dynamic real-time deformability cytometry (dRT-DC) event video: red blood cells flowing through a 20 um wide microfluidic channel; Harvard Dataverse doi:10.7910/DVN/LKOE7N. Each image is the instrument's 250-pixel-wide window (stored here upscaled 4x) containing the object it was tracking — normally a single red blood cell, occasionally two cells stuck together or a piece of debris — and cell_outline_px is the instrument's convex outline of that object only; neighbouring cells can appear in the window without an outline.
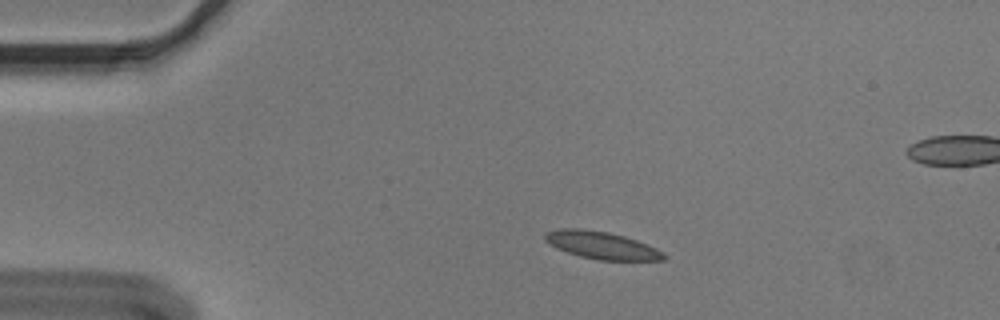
{"species": "Egyptian fruit bat (a non-hibernating species)", "species_latin": "Rousettus aegyptiacus", "temperature_condition": "cold", "stored_images_in_passage": 47, "segment_of_instrument_passage": [1, 2], "camera_frame_rate_fps": 3000, "um_per_image_px": 0.085, "animal": {"sex": "male"}, "frame": {"image": 1, "passage_image": 2, "time_ms": 0.333, "image_size_px": [1000, 320], "cell_outline_px": [[668, 256], [664, 260], [596, 260], [580, 256], [556, 248], [544, 240], [544, 232], [560, 228], [580, 228], [608, 232], [624, 236], [636, 240], [656, 248], [664, 252]], "centroid_in_image_um": [51.13, 20.84], "position_along_channel_um": 33.9, "area_um2": 19.07}}
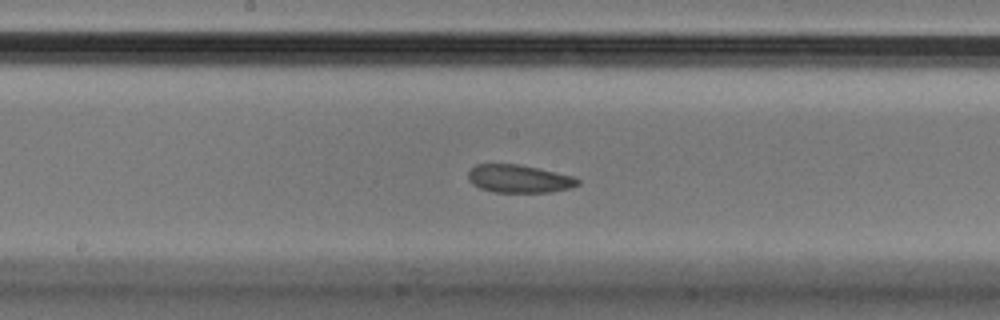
{"frame": {"image": 2, "passage_image": 20, "time_ms": 6.333, "image_size_px": [1000, 320], "cell_outline_px": [[580, 184], [572, 188], [552, 192], [492, 192], [480, 188], [472, 184], [468, 180], [468, 172], [476, 164], [520, 164], [572, 176], [580, 180]], "centroid_in_image_um": [44.11, 15.2], "position_along_channel_um": 204.1, "area_um2": 17.92}}
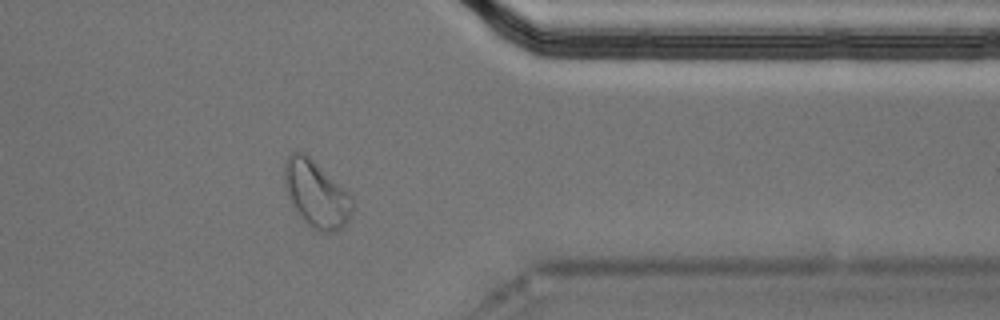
{"frame": {"image": 3, "passage_image": 36, "time_ms": 11.667, "image_size_px": [1000, 320], "cell_outline_px": [[352, 212], [348, 220], [340, 228], [332, 232], [320, 232], [312, 228], [296, 212], [284, 188], [284, 160], [292, 152], [304, 152], [348, 192], [352, 196]], "centroid_in_image_um": [26.85, 16.48], "position_along_channel_um": 384.6, "area_um2": 26.18}}